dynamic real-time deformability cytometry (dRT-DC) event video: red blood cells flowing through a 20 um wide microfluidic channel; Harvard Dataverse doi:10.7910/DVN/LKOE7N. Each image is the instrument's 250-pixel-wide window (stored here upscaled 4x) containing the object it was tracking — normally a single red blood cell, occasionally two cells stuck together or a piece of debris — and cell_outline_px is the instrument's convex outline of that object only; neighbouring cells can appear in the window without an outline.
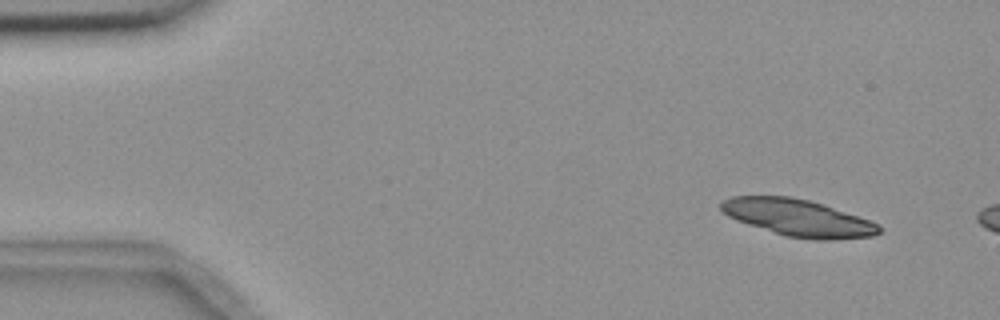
{"species": "common noctule bat (a hibernating species)", "species_latin": "Nyctalus noctula", "temperature_condition": "room temperature", "stored_images_in_passage": 3, "camera_frame_rate_fps": 3000, "um_per_image_px": 0.085, "animal": {"sex": "female", "body_mass_g": 18.4}, "frame": {"image": 1, "passage_image": 1, "time_ms": 0.0, "image_size_px": [1000, 320], "cell_outline_px": [[884, 232], [872, 236], [832, 240], [816, 240], [784, 236], [736, 220], [728, 216], [720, 208], [720, 200], [732, 196], [792, 196], [808, 200], [880, 224]], "centroid_in_image_um": [67.81, 18.52], "position_along_channel_um": 17.2, "area_um2": 33.87}}